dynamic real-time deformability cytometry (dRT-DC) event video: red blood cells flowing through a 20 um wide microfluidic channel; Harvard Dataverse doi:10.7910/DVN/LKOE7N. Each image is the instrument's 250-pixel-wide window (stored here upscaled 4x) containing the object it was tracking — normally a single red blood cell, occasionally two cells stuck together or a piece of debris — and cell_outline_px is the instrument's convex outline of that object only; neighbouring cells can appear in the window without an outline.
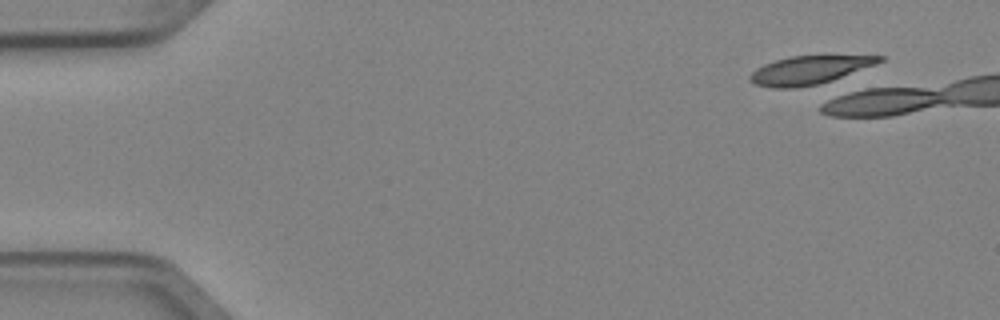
{"species": "Egyptian fruit bat (a non-hibernating species)", "species_latin": "Rousettus aegyptiacus", "temperature_condition": "cold", "stored_images_in_passage": 1, "camera_frame_rate_fps": 3000, "um_per_image_px": 0.085, "animal": {"sex": "female"}, "frame": {"image": 1, "passage_image": 1, "time_ms": 0.0, "image_size_px": [1000, 320], "cell_outline_px": [[884, 60], [876, 64], [832, 84], [796, 88], [772, 88], [756, 84], [748, 80], [748, 76], [756, 68], [764, 64], [776, 60], [792, 56], [884, 56]], "centroid_in_image_um": [68.85, 6.0], "position_along_channel_um": 16.1, "area_um2": 22.14}}